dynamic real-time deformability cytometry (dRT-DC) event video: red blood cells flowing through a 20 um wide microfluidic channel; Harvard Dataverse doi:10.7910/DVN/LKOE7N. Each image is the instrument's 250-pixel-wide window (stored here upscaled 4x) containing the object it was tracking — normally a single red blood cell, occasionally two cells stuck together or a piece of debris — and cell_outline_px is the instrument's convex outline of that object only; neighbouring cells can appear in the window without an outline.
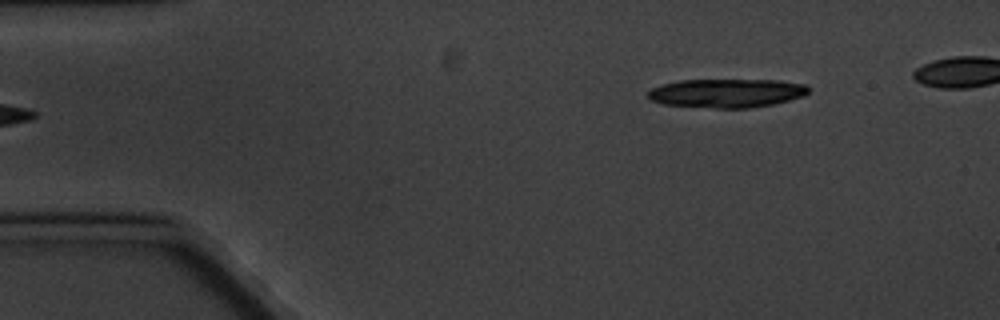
{"species": "common noctule bat (a hibernating species)", "species_latin": "Nyctalus noctula", "temperature_condition": "cold", "stored_images_in_passage": 4, "segment_of_instrument_passage": [2, 2], "camera_frame_rate_fps": 3000, "um_per_image_px": 0.085, "animal": {"sex": "male", "body_mass_g": 20.1, "forearm_length_mm": 53.5}, "frame": {"image": 1, "passage_image": 4, "time_ms": 3.333, "image_size_px": [1000, 320], "cell_outline_px": [[808, 92], [804, 96], [772, 104], [748, 108], [716, 108], [664, 104], [652, 100], [648, 96], [648, 92], [652, 88], [660, 84], [680, 80], [780, 80], [808, 84]], "centroid_in_image_um": [61.79, 7.9], "position_along_channel_um": 23.2, "area_um2": 26.88}}